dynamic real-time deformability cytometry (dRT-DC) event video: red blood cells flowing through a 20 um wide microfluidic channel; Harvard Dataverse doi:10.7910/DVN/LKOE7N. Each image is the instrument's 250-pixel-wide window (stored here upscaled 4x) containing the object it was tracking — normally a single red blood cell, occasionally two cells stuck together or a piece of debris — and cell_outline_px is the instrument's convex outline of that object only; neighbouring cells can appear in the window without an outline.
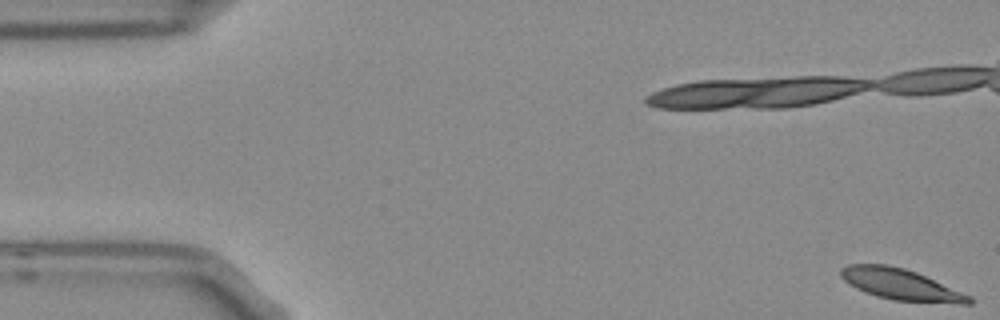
{"species": "Egyptian fruit bat (a non-hibernating species)", "species_latin": "Rousettus aegyptiacus", "temperature_condition": "room temperature", "stored_images_in_passage": 6, "camera_frame_rate_fps": 3000, "um_per_image_px": 0.085, "frame": {"image": 1, "passage_image": 1, "time_ms": 0.0, "image_size_px": [1000, 320], "cell_outline_px": [[972, 304], [960, 304], [892, 300], [876, 296], [864, 292], [848, 284], [840, 276], [840, 268], [848, 264], [888, 264], [904, 268], [916, 272], [972, 296]], "centroid_in_image_um": [76.55, 24.18], "position_along_channel_um": 8.5, "area_um2": 23.41}}